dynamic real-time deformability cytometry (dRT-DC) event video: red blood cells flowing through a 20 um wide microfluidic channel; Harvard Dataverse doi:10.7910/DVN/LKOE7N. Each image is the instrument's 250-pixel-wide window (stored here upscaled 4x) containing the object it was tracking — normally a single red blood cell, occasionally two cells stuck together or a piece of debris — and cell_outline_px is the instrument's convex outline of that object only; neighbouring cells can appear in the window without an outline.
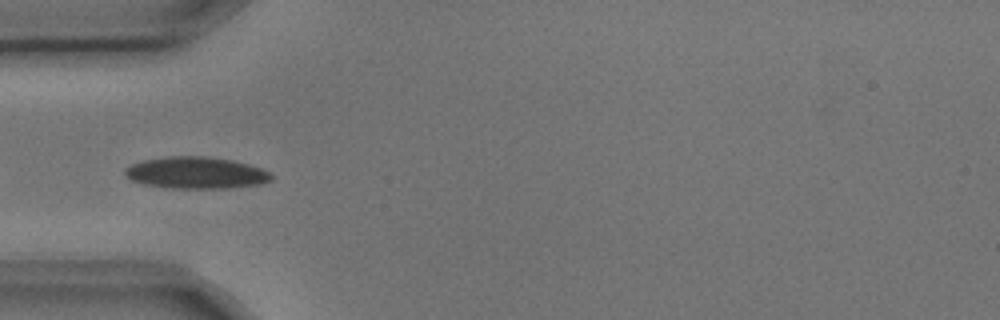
{"species": "common noctule bat (a hibernating species)", "species_latin": "Nyctalus noctula", "temperature_condition": "cold", "stored_images_in_passage": 10, "camera_frame_rate_fps": 3000, "um_per_image_px": 0.085, "animal": {"sex": "male", "body_mass_g": 17.9, "forearm_length_mm": 54.2}, "frame": {"image": 1, "passage_image": 5, "time_ms": 1.333, "image_size_px": [1000, 320], "cell_outline_px": [[272, 180], [260, 184], [228, 188], [172, 188], [144, 184], [132, 180], [124, 172], [124, 168], [132, 164], [144, 160], [172, 156], [204, 156], [232, 160], [248, 164], [260, 168], [268, 172], [272, 176]], "centroid_in_image_um": [16.67, 14.69], "position_along_channel_um": 68.3, "area_um2": 26.82}}
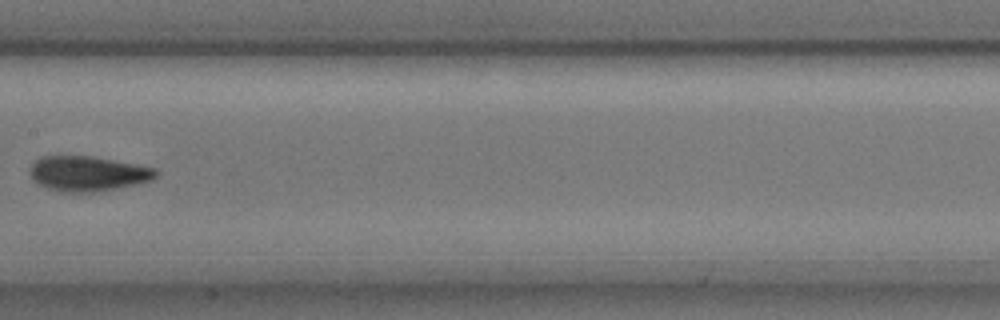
{"frame": {"image": 2, "passage_image": 8, "time_ms": 2.333, "image_size_px": [1000, 320], "cell_outline_px": [[160, 172], [152, 180], [92, 192], [60, 192], [48, 188], [32, 180], [32, 164], [40, 156], [92, 156], [136, 164], [156, 168]], "centroid_in_image_um": [7.47, 14.74], "position_along_channel_um": 199.9, "area_um2": 25.32}}
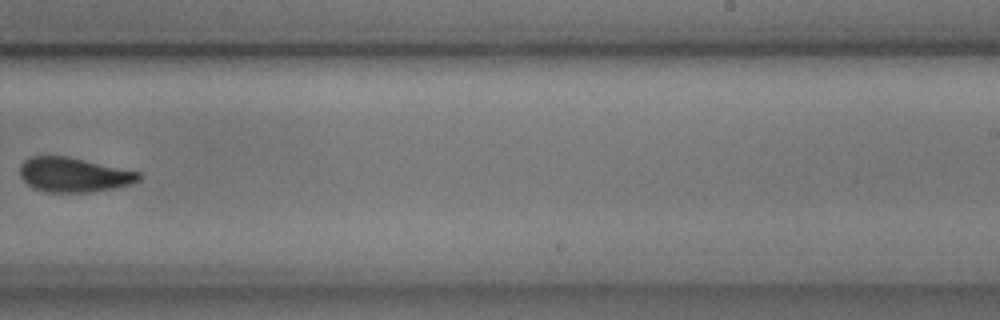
{"frame": {"image": 3, "passage_image": 10, "time_ms": 3.0, "image_size_px": [1000, 320], "cell_outline_px": [[140, 180], [132, 184], [116, 188], [92, 192], [48, 192], [32, 188], [20, 176], [20, 164], [28, 156], [68, 156], [140, 172]], "centroid_in_image_um": [6.26, 14.85], "position_along_channel_um": 282.7, "area_um2": 24.1}}